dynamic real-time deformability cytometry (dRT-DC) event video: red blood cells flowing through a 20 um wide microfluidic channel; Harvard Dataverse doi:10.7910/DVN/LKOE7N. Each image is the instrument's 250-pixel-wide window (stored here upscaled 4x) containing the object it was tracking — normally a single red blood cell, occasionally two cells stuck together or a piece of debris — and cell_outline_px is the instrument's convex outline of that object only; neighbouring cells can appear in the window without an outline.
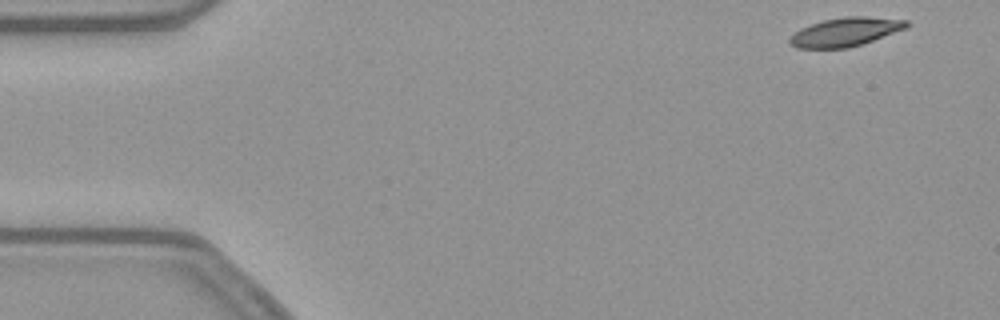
{"species": "common noctule bat (a hibernating species)", "species_latin": "Nyctalus noctula", "temperature_condition": "warm", "stored_images_in_passage": 51, "camera_frame_rate_fps": 3000, "um_per_image_px": 0.085, "animal": {"sex": "female", "body_mass_g": 21.9}, "frame": {"image": 1, "passage_image": 1, "time_ms": 0.0, "image_size_px": [1000, 320], "cell_outline_px": [[912, 24], [908, 28], [848, 48], [796, 48], [788, 44], [788, 40], [800, 28], [824, 20], [844, 16], [868, 16], [908, 20]], "centroid_in_image_um": [71.89, 2.7], "position_along_channel_um": 13.1, "area_um2": 19.59}}
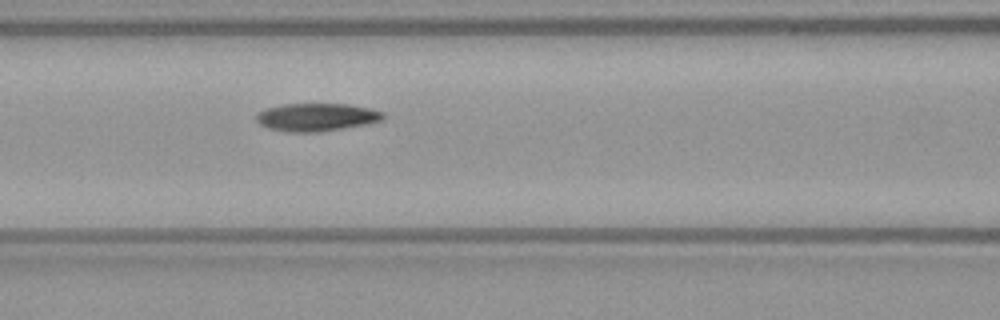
{"frame": {"image": 2, "passage_image": 20, "time_ms": 6.333, "image_size_px": [1000, 320], "cell_outline_px": [[388, 116], [384, 120], [368, 124], [316, 132], [288, 132], [268, 128], [260, 124], [256, 120], [256, 116], [260, 112], [268, 108], [284, 104], [348, 104], [368, 108], [384, 112]], "centroid_in_image_um": [26.97, 9.96], "position_along_channel_um": 139.6, "area_um2": 20.58}}
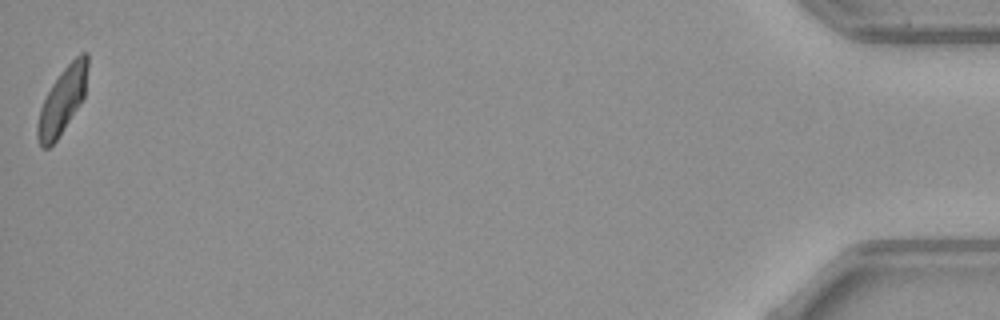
{"frame": {"image": 3, "passage_image": 51, "time_ms": 16.667, "image_size_px": [1000, 320], "cell_outline_px": [[88, 68], [84, 96], [80, 104], [56, 140], [48, 148], [44, 148], [40, 144], [36, 136], [36, 124], [40, 108], [52, 84], [60, 72], [80, 52], [88, 52]], "centroid_in_image_um": [5.3, 8.53], "position_along_channel_um": 429.9, "area_um2": 19.13}, "authors_computed_cell_mechanics": {"area_um2": 20.4612, "velocity_mm_per_s": 3.8275, "shape_relaxation_time_tau1_ms": 7.3227, "shape_relaxation_time_tau2_ms": 6.9667, "deformation_change_tau1": 0.1852, "deformation_change_tau2": 0.1286}}